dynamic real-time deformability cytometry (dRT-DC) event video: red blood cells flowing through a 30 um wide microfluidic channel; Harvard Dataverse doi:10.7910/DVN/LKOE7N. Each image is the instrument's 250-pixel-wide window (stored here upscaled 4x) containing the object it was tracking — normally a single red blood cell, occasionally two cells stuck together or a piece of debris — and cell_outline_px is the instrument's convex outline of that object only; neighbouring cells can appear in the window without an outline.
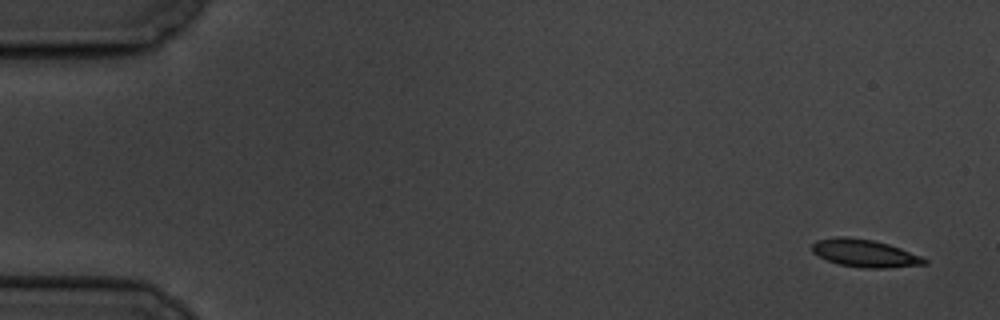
{"species": "common noctule bat (a hibernating species)", "species_latin": "Nyctalus noctula", "temperature_condition": "cold", "stored_images_in_passage": 15, "camera_frame_rate_fps": 3000, "um_per_image_px": 0.085, "animal": {"sex": "male", "body_mass_g": 19.5, "forearm_length_mm": 54.6}, "frame": {"image": 1, "passage_image": 1, "time_ms": 0.0, "image_size_px": [1000, 320], "cell_outline_px": [[928, 264], [888, 268], [864, 268], [840, 264], [828, 260], [812, 252], [812, 244], [816, 240], [840, 236], [844, 236], [872, 240], [888, 244], [900, 248], [920, 256], [928, 260]], "centroid_in_image_um": [73.51, 21.53], "position_along_channel_um": 11.5, "area_um2": 17.92}}
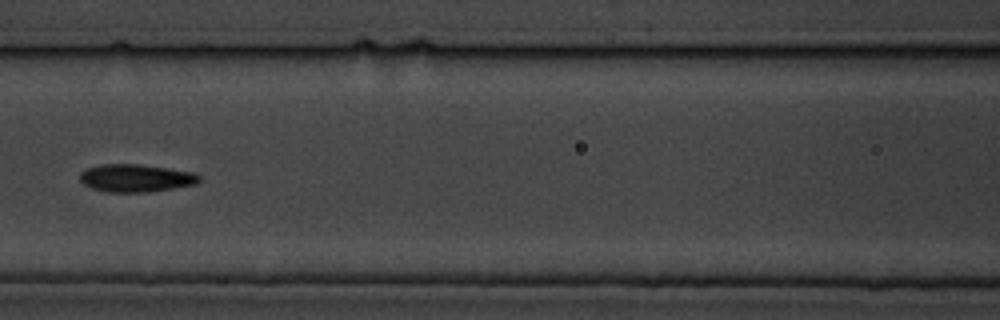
{"frame": {"image": 2, "passage_image": 7, "time_ms": 8.0, "image_size_px": [1000, 320], "cell_outline_px": [[200, 180], [196, 184], [148, 192], [108, 192], [92, 188], [84, 184], [80, 180], [80, 172], [88, 168], [100, 164], [140, 164], [192, 172], [200, 176]], "centroid_in_image_um": [11.53, 15.13], "position_along_channel_um": 155.1, "area_um2": 19.13}}
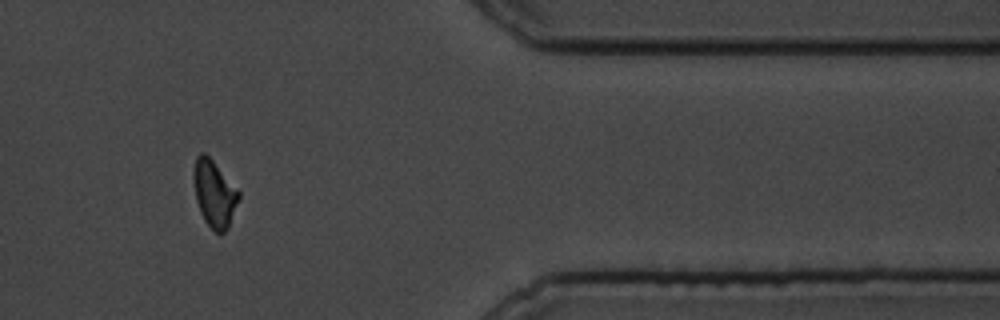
{"frame": {"image": 3, "passage_image": 13, "time_ms": 15.667, "image_size_px": [1000, 320], "cell_outline_px": [[240, 196], [228, 228], [220, 236], [204, 220], [200, 212], [196, 200], [192, 176], [192, 172], [196, 156], [200, 152], [204, 152], [212, 160], [240, 192]], "centroid_in_image_um": [18.19, 16.46], "position_along_channel_um": 393.2, "area_um2": 17.57}, "authors_computed_cell_mechanics": {"area_um2": 18.6694, "velocity_mm_per_s": 3.4076, "shape_relaxation_time_tau1_ms": 4.4923, "shape_relaxation_time_tau2_ms": 4.2675, "deformation_change_tau1": 0.1314, "deformation_change_tau2": 0.0598}}